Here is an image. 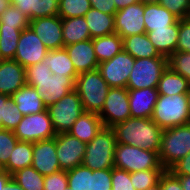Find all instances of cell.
Returning <instances> with one entry per match:
<instances>
[{"mask_svg":"<svg viewBox=\"0 0 190 190\" xmlns=\"http://www.w3.org/2000/svg\"><path fill=\"white\" fill-rule=\"evenodd\" d=\"M135 59L121 50L111 60L99 63L98 71L111 87L126 88Z\"/></svg>","mask_w":190,"mask_h":190,"instance_id":"cell-12","label":"cell"},{"mask_svg":"<svg viewBox=\"0 0 190 190\" xmlns=\"http://www.w3.org/2000/svg\"><path fill=\"white\" fill-rule=\"evenodd\" d=\"M23 29L0 27V56L3 60L14 59Z\"/></svg>","mask_w":190,"mask_h":190,"instance_id":"cell-34","label":"cell"},{"mask_svg":"<svg viewBox=\"0 0 190 190\" xmlns=\"http://www.w3.org/2000/svg\"><path fill=\"white\" fill-rule=\"evenodd\" d=\"M91 3V7L97 9L100 12L115 15L118 11L116 9V5L114 0H89Z\"/></svg>","mask_w":190,"mask_h":190,"instance_id":"cell-48","label":"cell"},{"mask_svg":"<svg viewBox=\"0 0 190 190\" xmlns=\"http://www.w3.org/2000/svg\"><path fill=\"white\" fill-rule=\"evenodd\" d=\"M144 3L141 1L118 10L114 15L115 33L122 39L146 33Z\"/></svg>","mask_w":190,"mask_h":190,"instance_id":"cell-15","label":"cell"},{"mask_svg":"<svg viewBox=\"0 0 190 190\" xmlns=\"http://www.w3.org/2000/svg\"><path fill=\"white\" fill-rule=\"evenodd\" d=\"M151 119L162 129L190 123L187 94H159Z\"/></svg>","mask_w":190,"mask_h":190,"instance_id":"cell-5","label":"cell"},{"mask_svg":"<svg viewBox=\"0 0 190 190\" xmlns=\"http://www.w3.org/2000/svg\"><path fill=\"white\" fill-rule=\"evenodd\" d=\"M167 67V57L135 59L126 88H157L158 82Z\"/></svg>","mask_w":190,"mask_h":190,"instance_id":"cell-8","label":"cell"},{"mask_svg":"<svg viewBox=\"0 0 190 190\" xmlns=\"http://www.w3.org/2000/svg\"><path fill=\"white\" fill-rule=\"evenodd\" d=\"M15 6L33 20L58 15L59 0H20Z\"/></svg>","mask_w":190,"mask_h":190,"instance_id":"cell-27","label":"cell"},{"mask_svg":"<svg viewBox=\"0 0 190 190\" xmlns=\"http://www.w3.org/2000/svg\"><path fill=\"white\" fill-rule=\"evenodd\" d=\"M25 74L26 84L35 87L46 107L74 90L75 81L70 76L53 74L45 62L26 67Z\"/></svg>","mask_w":190,"mask_h":190,"instance_id":"cell-1","label":"cell"},{"mask_svg":"<svg viewBox=\"0 0 190 190\" xmlns=\"http://www.w3.org/2000/svg\"><path fill=\"white\" fill-rule=\"evenodd\" d=\"M56 134L67 133L84 112L80 96L73 90L47 107Z\"/></svg>","mask_w":190,"mask_h":190,"instance_id":"cell-9","label":"cell"},{"mask_svg":"<svg viewBox=\"0 0 190 190\" xmlns=\"http://www.w3.org/2000/svg\"><path fill=\"white\" fill-rule=\"evenodd\" d=\"M143 16L146 33L153 29L168 28L178 20L175 15L159 3L144 4Z\"/></svg>","mask_w":190,"mask_h":190,"instance_id":"cell-24","label":"cell"},{"mask_svg":"<svg viewBox=\"0 0 190 190\" xmlns=\"http://www.w3.org/2000/svg\"><path fill=\"white\" fill-rule=\"evenodd\" d=\"M176 51L190 53V17L179 19V35Z\"/></svg>","mask_w":190,"mask_h":190,"instance_id":"cell-45","label":"cell"},{"mask_svg":"<svg viewBox=\"0 0 190 190\" xmlns=\"http://www.w3.org/2000/svg\"><path fill=\"white\" fill-rule=\"evenodd\" d=\"M92 42L98 63L111 60L123 50V39L117 33L92 38Z\"/></svg>","mask_w":190,"mask_h":190,"instance_id":"cell-31","label":"cell"},{"mask_svg":"<svg viewBox=\"0 0 190 190\" xmlns=\"http://www.w3.org/2000/svg\"><path fill=\"white\" fill-rule=\"evenodd\" d=\"M168 66L179 75L190 81V53L187 52H174L168 58Z\"/></svg>","mask_w":190,"mask_h":190,"instance_id":"cell-41","label":"cell"},{"mask_svg":"<svg viewBox=\"0 0 190 190\" xmlns=\"http://www.w3.org/2000/svg\"><path fill=\"white\" fill-rule=\"evenodd\" d=\"M64 48L72 60L77 74L98 69L99 63L94 51L92 39L67 45Z\"/></svg>","mask_w":190,"mask_h":190,"instance_id":"cell-19","label":"cell"},{"mask_svg":"<svg viewBox=\"0 0 190 190\" xmlns=\"http://www.w3.org/2000/svg\"><path fill=\"white\" fill-rule=\"evenodd\" d=\"M10 5H16L20 0H8Z\"/></svg>","mask_w":190,"mask_h":190,"instance_id":"cell-58","label":"cell"},{"mask_svg":"<svg viewBox=\"0 0 190 190\" xmlns=\"http://www.w3.org/2000/svg\"><path fill=\"white\" fill-rule=\"evenodd\" d=\"M189 89V80L175 73L169 66L163 72L157 85V91L162 95L187 94Z\"/></svg>","mask_w":190,"mask_h":190,"instance_id":"cell-30","label":"cell"},{"mask_svg":"<svg viewBox=\"0 0 190 190\" xmlns=\"http://www.w3.org/2000/svg\"><path fill=\"white\" fill-rule=\"evenodd\" d=\"M159 4L167 8L178 19L190 17V0H159Z\"/></svg>","mask_w":190,"mask_h":190,"instance_id":"cell-42","label":"cell"},{"mask_svg":"<svg viewBox=\"0 0 190 190\" xmlns=\"http://www.w3.org/2000/svg\"><path fill=\"white\" fill-rule=\"evenodd\" d=\"M104 127H114L131 117L127 88H110L104 106L98 114Z\"/></svg>","mask_w":190,"mask_h":190,"instance_id":"cell-11","label":"cell"},{"mask_svg":"<svg viewBox=\"0 0 190 190\" xmlns=\"http://www.w3.org/2000/svg\"><path fill=\"white\" fill-rule=\"evenodd\" d=\"M48 52L49 49L44 46L39 36L28 27L21 32L14 60L26 68L42 62Z\"/></svg>","mask_w":190,"mask_h":190,"instance_id":"cell-14","label":"cell"},{"mask_svg":"<svg viewBox=\"0 0 190 190\" xmlns=\"http://www.w3.org/2000/svg\"><path fill=\"white\" fill-rule=\"evenodd\" d=\"M139 1L140 0H114L117 10L125 8V7H127L129 5L135 4V3L139 2Z\"/></svg>","mask_w":190,"mask_h":190,"instance_id":"cell-52","label":"cell"},{"mask_svg":"<svg viewBox=\"0 0 190 190\" xmlns=\"http://www.w3.org/2000/svg\"><path fill=\"white\" fill-rule=\"evenodd\" d=\"M33 143L18 141L12 150L8 163L3 167L9 174H13L25 167L32 166Z\"/></svg>","mask_w":190,"mask_h":190,"instance_id":"cell-32","label":"cell"},{"mask_svg":"<svg viewBox=\"0 0 190 190\" xmlns=\"http://www.w3.org/2000/svg\"><path fill=\"white\" fill-rule=\"evenodd\" d=\"M9 6L10 3L8 0H0V15H2Z\"/></svg>","mask_w":190,"mask_h":190,"instance_id":"cell-54","label":"cell"},{"mask_svg":"<svg viewBox=\"0 0 190 190\" xmlns=\"http://www.w3.org/2000/svg\"><path fill=\"white\" fill-rule=\"evenodd\" d=\"M29 27L39 36L47 49L64 48L62 19L58 15L30 20Z\"/></svg>","mask_w":190,"mask_h":190,"instance_id":"cell-16","label":"cell"},{"mask_svg":"<svg viewBox=\"0 0 190 190\" xmlns=\"http://www.w3.org/2000/svg\"><path fill=\"white\" fill-rule=\"evenodd\" d=\"M187 104H188V111L190 114V89H189V92L187 93Z\"/></svg>","mask_w":190,"mask_h":190,"instance_id":"cell-57","label":"cell"},{"mask_svg":"<svg viewBox=\"0 0 190 190\" xmlns=\"http://www.w3.org/2000/svg\"><path fill=\"white\" fill-rule=\"evenodd\" d=\"M123 50L129 53L134 59L166 57L161 55L150 42L147 33L132 35L123 38Z\"/></svg>","mask_w":190,"mask_h":190,"instance_id":"cell-25","label":"cell"},{"mask_svg":"<svg viewBox=\"0 0 190 190\" xmlns=\"http://www.w3.org/2000/svg\"><path fill=\"white\" fill-rule=\"evenodd\" d=\"M18 141L14 131L0 128V168L8 163L12 150Z\"/></svg>","mask_w":190,"mask_h":190,"instance_id":"cell-40","label":"cell"},{"mask_svg":"<svg viewBox=\"0 0 190 190\" xmlns=\"http://www.w3.org/2000/svg\"><path fill=\"white\" fill-rule=\"evenodd\" d=\"M183 188V190H190V175H175Z\"/></svg>","mask_w":190,"mask_h":190,"instance_id":"cell-51","label":"cell"},{"mask_svg":"<svg viewBox=\"0 0 190 190\" xmlns=\"http://www.w3.org/2000/svg\"><path fill=\"white\" fill-rule=\"evenodd\" d=\"M84 17L91 38L115 33L114 15L106 14L91 8Z\"/></svg>","mask_w":190,"mask_h":190,"instance_id":"cell-29","label":"cell"},{"mask_svg":"<svg viewBox=\"0 0 190 190\" xmlns=\"http://www.w3.org/2000/svg\"><path fill=\"white\" fill-rule=\"evenodd\" d=\"M64 190H73V189L70 188L69 185H68V187L64 188Z\"/></svg>","mask_w":190,"mask_h":190,"instance_id":"cell-59","label":"cell"},{"mask_svg":"<svg viewBox=\"0 0 190 190\" xmlns=\"http://www.w3.org/2000/svg\"><path fill=\"white\" fill-rule=\"evenodd\" d=\"M26 85L25 68L14 59L0 63V94L12 96Z\"/></svg>","mask_w":190,"mask_h":190,"instance_id":"cell-18","label":"cell"},{"mask_svg":"<svg viewBox=\"0 0 190 190\" xmlns=\"http://www.w3.org/2000/svg\"><path fill=\"white\" fill-rule=\"evenodd\" d=\"M114 167L126 170L129 173L151 169H165L161 165L159 152L120 143H116L115 146Z\"/></svg>","mask_w":190,"mask_h":190,"instance_id":"cell-7","label":"cell"},{"mask_svg":"<svg viewBox=\"0 0 190 190\" xmlns=\"http://www.w3.org/2000/svg\"><path fill=\"white\" fill-rule=\"evenodd\" d=\"M159 182L162 190H183L179 179L170 170L164 171Z\"/></svg>","mask_w":190,"mask_h":190,"instance_id":"cell-47","label":"cell"},{"mask_svg":"<svg viewBox=\"0 0 190 190\" xmlns=\"http://www.w3.org/2000/svg\"><path fill=\"white\" fill-rule=\"evenodd\" d=\"M190 152V123L163 129L159 159L165 170Z\"/></svg>","mask_w":190,"mask_h":190,"instance_id":"cell-6","label":"cell"},{"mask_svg":"<svg viewBox=\"0 0 190 190\" xmlns=\"http://www.w3.org/2000/svg\"><path fill=\"white\" fill-rule=\"evenodd\" d=\"M5 190H24L19 184H17L13 178H11L7 183H6V189Z\"/></svg>","mask_w":190,"mask_h":190,"instance_id":"cell-53","label":"cell"},{"mask_svg":"<svg viewBox=\"0 0 190 190\" xmlns=\"http://www.w3.org/2000/svg\"><path fill=\"white\" fill-rule=\"evenodd\" d=\"M116 136L113 128L103 127L86 145L82 165L92 171L112 169L114 167V150Z\"/></svg>","mask_w":190,"mask_h":190,"instance_id":"cell-4","label":"cell"},{"mask_svg":"<svg viewBox=\"0 0 190 190\" xmlns=\"http://www.w3.org/2000/svg\"><path fill=\"white\" fill-rule=\"evenodd\" d=\"M68 185L73 190H90L91 169L79 165L67 171Z\"/></svg>","mask_w":190,"mask_h":190,"instance_id":"cell-38","label":"cell"},{"mask_svg":"<svg viewBox=\"0 0 190 190\" xmlns=\"http://www.w3.org/2000/svg\"><path fill=\"white\" fill-rule=\"evenodd\" d=\"M42 62H45L53 74L70 76L74 81L78 76L65 48L49 50Z\"/></svg>","mask_w":190,"mask_h":190,"instance_id":"cell-26","label":"cell"},{"mask_svg":"<svg viewBox=\"0 0 190 190\" xmlns=\"http://www.w3.org/2000/svg\"><path fill=\"white\" fill-rule=\"evenodd\" d=\"M13 180L24 190H44V178L32 166L25 167L12 174Z\"/></svg>","mask_w":190,"mask_h":190,"instance_id":"cell-35","label":"cell"},{"mask_svg":"<svg viewBox=\"0 0 190 190\" xmlns=\"http://www.w3.org/2000/svg\"><path fill=\"white\" fill-rule=\"evenodd\" d=\"M23 116L11 96L0 94V128L14 131Z\"/></svg>","mask_w":190,"mask_h":190,"instance_id":"cell-33","label":"cell"},{"mask_svg":"<svg viewBox=\"0 0 190 190\" xmlns=\"http://www.w3.org/2000/svg\"><path fill=\"white\" fill-rule=\"evenodd\" d=\"M64 46L92 39L84 16L62 19Z\"/></svg>","mask_w":190,"mask_h":190,"instance_id":"cell-28","label":"cell"},{"mask_svg":"<svg viewBox=\"0 0 190 190\" xmlns=\"http://www.w3.org/2000/svg\"><path fill=\"white\" fill-rule=\"evenodd\" d=\"M103 127V122L98 114L84 111L67 133L87 144Z\"/></svg>","mask_w":190,"mask_h":190,"instance_id":"cell-22","label":"cell"},{"mask_svg":"<svg viewBox=\"0 0 190 190\" xmlns=\"http://www.w3.org/2000/svg\"><path fill=\"white\" fill-rule=\"evenodd\" d=\"M169 170L174 175H190V152L176 162Z\"/></svg>","mask_w":190,"mask_h":190,"instance_id":"cell-49","label":"cell"},{"mask_svg":"<svg viewBox=\"0 0 190 190\" xmlns=\"http://www.w3.org/2000/svg\"><path fill=\"white\" fill-rule=\"evenodd\" d=\"M111 182V190H136L131 184L130 173L123 169H111Z\"/></svg>","mask_w":190,"mask_h":190,"instance_id":"cell-44","label":"cell"},{"mask_svg":"<svg viewBox=\"0 0 190 190\" xmlns=\"http://www.w3.org/2000/svg\"><path fill=\"white\" fill-rule=\"evenodd\" d=\"M145 190H162L160 182L157 183L156 185L150 187V188H146Z\"/></svg>","mask_w":190,"mask_h":190,"instance_id":"cell-55","label":"cell"},{"mask_svg":"<svg viewBox=\"0 0 190 190\" xmlns=\"http://www.w3.org/2000/svg\"><path fill=\"white\" fill-rule=\"evenodd\" d=\"M116 143L127 144L142 149L159 152L163 129L151 118L129 117L112 127Z\"/></svg>","mask_w":190,"mask_h":190,"instance_id":"cell-2","label":"cell"},{"mask_svg":"<svg viewBox=\"0 0 190 190\" xmlns=\"http://www.w3.org/2000/svg\"><path fill=\"white\" fill-rule=\"evenodd\" d=\"M66 187H68L67 171L59 170L44 178V190H64Z\"/></svg>","mask_w":190,"mask_h":190,"instance_id":"cell-46","label":"cell"},{"mask_svg":"<svg viewBox=\"0 0 190 190\" xmlns=\"http://www.w3.org/2000/svg\"><path fill=\"white\" fill-rule=\"evenodd\" d=\"M32 167L42 176L61 170L56 155V136L33 143Z\"/></svg>","mask_w":190,"mask_h":190,"instance_id":"cell-17","label":"cell"},{"mask_svg":"<svg viewBox=\"0 0 190 190\" xmlns=\"http://www.w3.org/2000/svg\"><path fill=\"white\" fill-rule=\"evenodd\" d=\"M128 96L131 117H152L159 96L157 88L128 89Z\"/></svg>","mask_w":190,"mask_h":190,"instance_id":"cell-20","label":"cell"},{"mask_svg":"<svg viewBox=\"0 0 190 190\" xmlns=\"http://www.w3.org/2000/svg\"><path fill=\"white\" fill-rule=\"evenodd\" d=\"M144 4H155L159 3V0H140Z\"/></svg>","mask_w":190,"mask_h":190,"instance_id":"cell-56","label":"cell"},{"mask_svg":"<svg viewBox=\"0 0 190 190\" xmlns=\"http://www.w3.org/2000/svg\"><path fill=\"white\" fill-rule=\"evenodd\" d=\"M91 8L89 0H59L58 16L61 19L85 16Z\"/></svg>","mask_w":190,"mask_h":190,"instance_id":"cell-36","label":"cell"},{"mask_svg":"<svg viewBox=\"0 0 190 190\" xmlns=\"http://www.w3.org/2000/svg\"><path fill=\"white\" fill-rule=\"evenodd\" d=\"M111 169L91 170L90 190H111Z\"/></svg>","mask_w":190,"mask_h":190,"instance_id":"cell-43","label":"cell"},{"mask_svg":"<svg viewBox=\"0 0 190 190\" xmlns=\"http://www.w3.org/2000/svg\"><path fill=\"white\" fill-rule=\"evenodd\" d=\"M110 88L98 70L78 74L75 79L74 90L86 112L99 114Z\"/></svg>","mask_w":190,"mask_h":190,"instance_id":"cell-3","label":"cell"},{"mask_svg":"<svg viewBox=\"0 0 190 190\" xmlns=\"http://www.w3.org/2000/svg\"><path fill=\"white\" fill-rule=\"evenodd\" d=\"M30 19L23 14L16 6L10 5L6 11L0 15V27H16L17 29L28 28Z\"/></svg>","mask_w":190,"mask_h":190,"instance_id":"cell-39","label":"cell"},{"mask_svg":"<svg viewBox=\"0 0 190 190\" xmlns=\"http://www.w3.org/2000/svg\"><path fill=\"white\" fill-rule=\"evenodd\" d=\"M165 169H151L130 173L131 184L136 190H145L157 183Z\"/></svg>","mask_w":190,"mask_h":190,"instance_id":"cell-37","label":"cell"},{"mask_svg":"<svg viewBox=\"0 0 190 190\" xmlns=\"http://www.w3.org/2000/svg\"><path fill=\"white\" fill-rule=\"evenodd\" d=\"M86 145L69 133L56 134V155L60 169L68 171L82 165Z\"/></svg>","mask_w":190,"mask_h":190,"instance_id":"cell-13","label":"cell"},{"mask_svg":"<svg viewBox=\"0 0 190 190\" xmlns=\"http://www.w3.org/2000/svg\"><path fill=\"white\" fill-rule=\"evenodd\" d=\"M11 97L24 116L41 113L47 109L35 87H31L27 84Z\"/></svg>","mask_w":190,"mask_h":190,"instance_id":"cell-23","label":"cell"},{"mask_svg":"<svg viewBox=\"0 0 190 190\" xmlns=\"http://www.w3.org/2000/svg\"><path fill=\"white\" fill-rule=\"evenodd\" d=\"M12 178V175L9 174L3 168H0V190L6 189V183Z\"/></svg>","mask_w":190,"mask_h":190,"instance_id":"cell-50","label":"cell"},{"mask_svg":"<svg viewBox=\"0 0 190 190\" xmlns=\"http://www.w3.org/2000/svg\"><path fill=\"white\" fill-rule=\"evenodd\" d=\"M14 134L19 141L32 143L52 139L56 136L47 109L41 113L23 116L14 130Z\"/></svg>","mask_w":190,"mask_h":190,"instance_id":"cell-10","label":"cell"},{"mask_svg":"<svg viewBox=\"0 0 190 190\" xmlns=\"http://www.w3.org/2000/svg\"><path fill=\"white\" fill-rule=\"evenodd\" d=\"M150 42L157 51L169 58L176 52L178 35H179V19L168 28L153 29L147 32Z\"/></svg>","mask_w":190,"mask_h":190,"instance_id":"cell-21","label":"cell"}]
</instances>
